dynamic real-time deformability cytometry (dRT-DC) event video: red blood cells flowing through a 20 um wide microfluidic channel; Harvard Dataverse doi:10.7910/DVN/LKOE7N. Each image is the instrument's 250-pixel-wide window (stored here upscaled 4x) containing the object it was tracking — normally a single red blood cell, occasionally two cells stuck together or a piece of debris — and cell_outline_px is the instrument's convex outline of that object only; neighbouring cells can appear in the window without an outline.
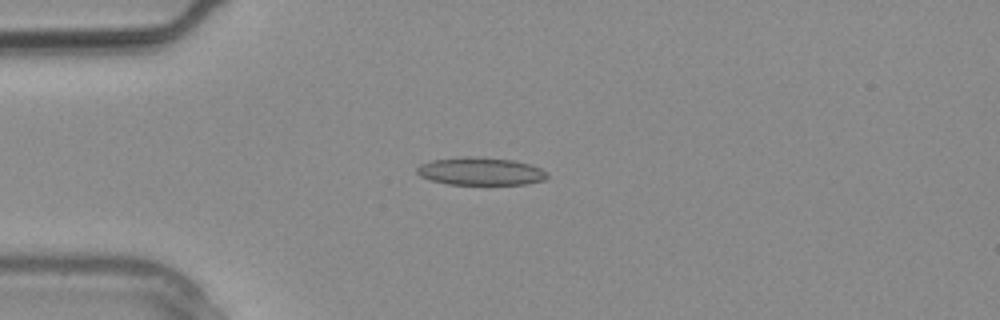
{"species": "common noctule bat (a hibernating species)", "species_latin": "Nyctalus noctula", "temperature_condition": "warm", "stored_images_in_passage": 3, "camera_frame_rate_fps": 3000, "um_per_image_px": 0.085, "animal": {"sex": "male", "body_mass_g": 20.4}, "frame": {"image": 1, "passage_image": 3, "time_ms": 0.667, "image_size_px": [1000, 320], "cell_outline_px": [[548, 176], [544, 180], [524, 184], [448, 184], [432, 180], [420, 176], [416, 172], [416, 168], [420, 164], [432, 160], [464, 156], [468, 156], [512, 160], [528, 164], [540, 168]], "centroid_in_image_um": [40.8, 14.56], "position_along_channel_um": 44.2, "area_um2": 20.81}}